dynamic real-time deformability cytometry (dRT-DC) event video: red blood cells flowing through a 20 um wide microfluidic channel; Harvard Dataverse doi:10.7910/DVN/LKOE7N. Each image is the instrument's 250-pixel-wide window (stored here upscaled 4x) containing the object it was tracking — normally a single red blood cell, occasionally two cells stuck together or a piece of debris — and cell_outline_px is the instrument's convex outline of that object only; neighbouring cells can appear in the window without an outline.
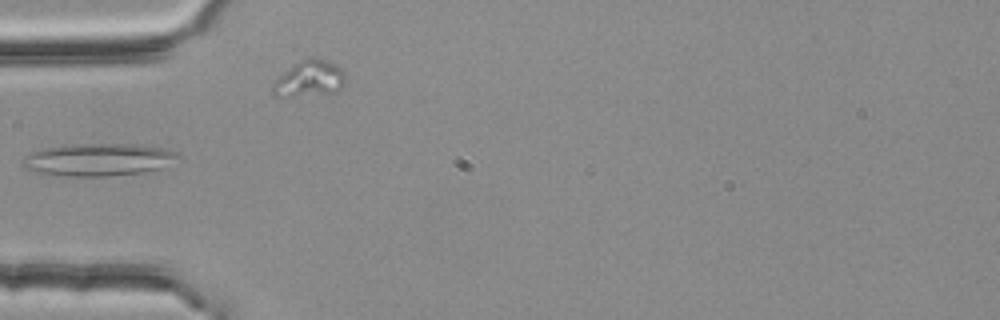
{"species": "common noctule bat (a hibernating species)", "species_latin": "Nyctalus noctula", "temperature_condition": "room temperature", "stored_images_in_passage": 4, "camera_frame_rate_fps": 3000, "um_per_image_px": 0.085, "animal": {"sex": "female", "body_mass_g": 25.1}, "frame": {"image": 1, "passage_image": 3, "time_ms": 0.667, "image_size_px": [1000, 320], "cell_outline_px": [[176, 156], [160, 168], [144, 172], [108, 176], [72, 176], [36, 172], [24, 168], [20, 164], [24, 156], [44, 148], [88, 144], [132, 144], [164, 148], [176, 152]], "centroid_in_image_um": [8.29, 13.58], "position_along_channel_um": 76.7, "area_um2": 28.67}}